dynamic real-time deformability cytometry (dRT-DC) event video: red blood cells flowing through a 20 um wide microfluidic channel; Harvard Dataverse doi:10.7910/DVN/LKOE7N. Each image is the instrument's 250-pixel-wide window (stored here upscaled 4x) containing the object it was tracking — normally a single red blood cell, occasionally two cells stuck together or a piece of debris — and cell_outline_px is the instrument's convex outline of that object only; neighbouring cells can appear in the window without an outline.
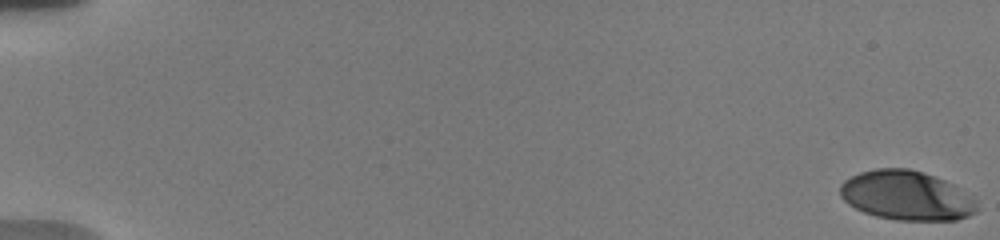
{"species": "human", "species_latin": "Homo sapiens", "temperature_condition": "warm", "stored_images_in_passage": 51, "camera_frame_rate_fps": 3000, "um_per_image_px": 0.085, "donor": {"sex": "male"}, "frame": {"image": 1, "passage_image": 1, "time_ms": 0.0, "image_size_px": [1000, 240], "cell_outline_px": [[976, 212], [968, 216], [956, 220], [896, 220], [876, 216], [864, 212], [848, 204], [840, 196], [840, 184], [844, 180], [860, 172], [876, 168], [908, 168], [924, 172], [944, 180], [952, 184], [976, 200]], "centroid_in_image_um": [77.02, 16.62], "position_along_channel_um": 8.0, "area_um2": 39.3}}
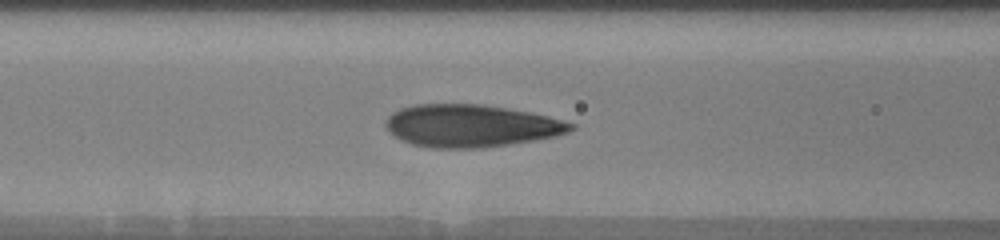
{"frame": {"image": 2, "passage_image": 23, "time_ms": 8.333, "image_size_px": [1000, 240], "cell_outline_px": [[576, 128], [568, 132], [556, 136], [536, 140], [480, 148], [432, 148], [412, 144], [400, 140], [388, 132], [384, 124], [384, 120], [392, 112], [400, 108], [412, 104], [484, 104], [508, 108], [548, 116], [564, 120], [576, 124]], "centroid_in_image_um": [40.0, 10.69], "position_along_channel_um": 126.6, "area_um2": 46.24}}
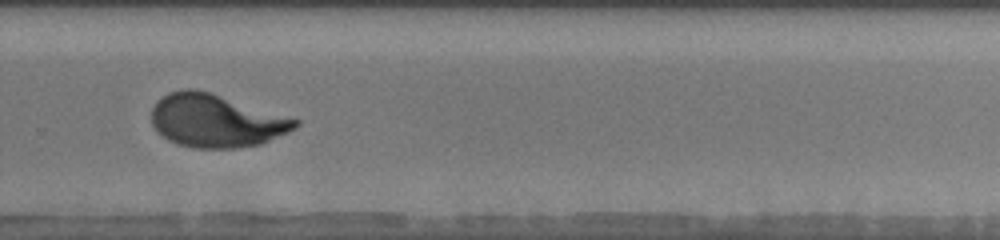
{"frame": {"image": 3, "passage_image": 47, "time_ms": 13.333, "image_size_px": [1000, 240], "cell_outline_px": [[300, 124], [296, 128], [288, 132], [260, 144], [236, 148], [192, 148], [168, 140], [152, 124], [152, 108], [156, 100], [168, 92], [184, 88], [196, 88], [300, 120]], "centroid_in_image_um": [18.34, 10.25], "position_along_channel_um": 311.5, "area_um2": 44.16}}